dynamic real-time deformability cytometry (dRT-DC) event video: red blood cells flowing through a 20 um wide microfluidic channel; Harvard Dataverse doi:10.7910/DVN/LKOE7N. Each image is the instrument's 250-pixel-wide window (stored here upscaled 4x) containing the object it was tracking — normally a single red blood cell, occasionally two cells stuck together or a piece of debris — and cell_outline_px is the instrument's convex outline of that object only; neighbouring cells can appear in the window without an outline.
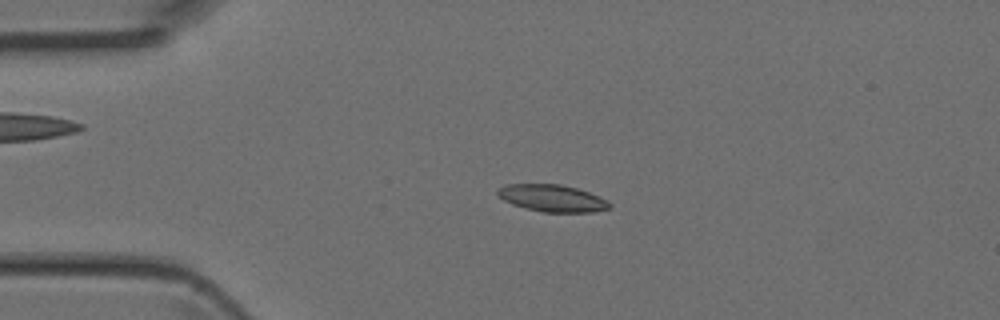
{"species": "Egyptian fruit bat (a non-hibernating species)", "species_latin": "Rousettus aegyptiacus", "temperature_condition": "room temperature", "stored_images_in_passage": 4, "camera_frame_rate_fps": 3000, "um_per_image_px": 0.085, "animal": {"sex": "female"}, "frame": {"image": 1, "passage_image": 3, "time_ms": 0.667, "image_size_px": [1000, 320], "cell_outline_px": [[612, 208], [592, 212], [544, 212], [512, 204], [496, 196], [496, 188], [504, 184], [560, 184], [576, 188], [600, 196], [608, 200], [612, 204]], "centroid_in_image_um": [46.94, 16.84], "position_along_channel_um": 38.1, "area_um2": 17.8}}